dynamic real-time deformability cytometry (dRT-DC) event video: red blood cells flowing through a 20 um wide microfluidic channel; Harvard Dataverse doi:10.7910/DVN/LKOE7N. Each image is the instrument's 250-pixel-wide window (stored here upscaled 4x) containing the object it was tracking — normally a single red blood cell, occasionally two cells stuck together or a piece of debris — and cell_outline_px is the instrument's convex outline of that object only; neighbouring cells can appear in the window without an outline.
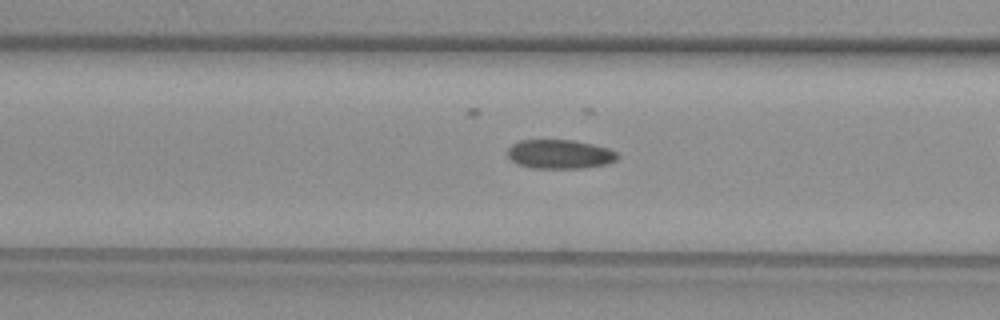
{"species": "common noctule bat (a hibernating species)", "species_latin": "Nyctalus noctula", "temperature_condition": "warm", "stored_images_in_passage": 29, "camera_frame_rate_fps": 3000, "um_per_image_px": 0.085, "animal": {"sex": "female", "body_mass_g": 29.2, "forearm_length_mm": 56.3}, "frame": {"image": 1, "passage_image": 9, "time_ms": 2.667, "image_size_px": [1000, 320], "cell_outline_px": [[620, 156], [616, 160], [608, 164], [580, 168], [532, 168], [516, 164], [508, 160], [508, 148], [512, 144], [520, 140], [572, 140], [592, 144], [608, 148], [616, 152]], "centroid_in_image_um": [47.56, 13.11], "position_along_channel_um": 119.0, "area_um2": 18.79}}